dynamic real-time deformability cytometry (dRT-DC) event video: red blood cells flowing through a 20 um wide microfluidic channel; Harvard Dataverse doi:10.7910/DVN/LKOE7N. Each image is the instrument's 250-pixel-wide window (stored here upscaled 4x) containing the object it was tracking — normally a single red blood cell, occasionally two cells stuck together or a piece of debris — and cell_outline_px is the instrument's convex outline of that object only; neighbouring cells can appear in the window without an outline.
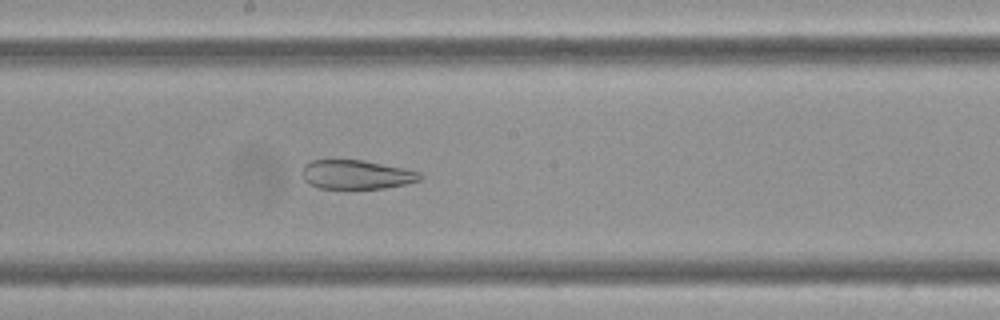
{"species": "Egyptian fruit bat (a non-hibernating species)", "species_latin": "Rousettus aegyptiacus", "temperature_condition": "cold", "stored_images_in_passage": 59, "camera_frame_rate_fps": 3000, "um_per_image_px": 0.085, "frame": {"image": 1, "passage_image": 32, "time_ms": 10.333, "image_size_px": [1000, 320], "cell_outline_px": [[424, 176], [420, 180], [404, 184], [384, 188], [320, 188], [308, 184], [304, 180], [304, 164], [312, 160], [364, 160], [404, 168], [420, 172]], "centroid_in_image_um": [30.32, 14.83], "position_along_channel_um": 217.9, "area_um2": 19.83}}
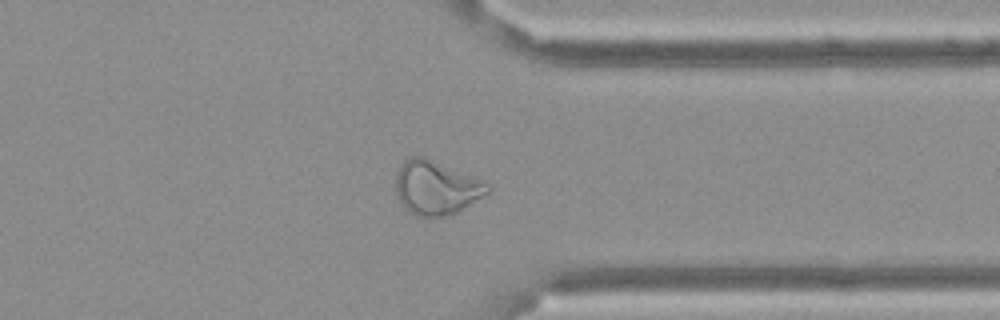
{"frame": {"image": 2, "passage_image": 46, "time_ms": 15.0, "image_size_px": [1000, 320], "cell_outline_px": [[492, 188], [488, 192], [464, 208], [456, 212], [444, 216], [416, 216], [400, 200], [396, 192], [396, 176], [400, 164], [404, 160], [412, 156], [424, 156], [488, 184]], "centroid_in_image_um": [37.04, 15.94], "position_along_channel_um": 374.4, "area_um2": 28.03}}
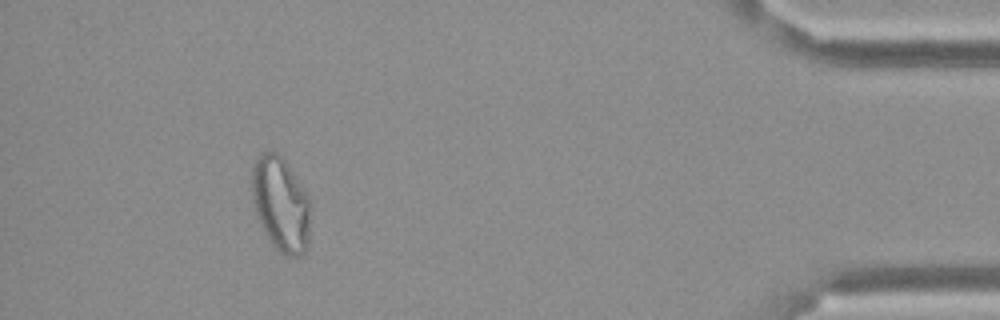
{"frame": {"image": 3, "passage_image": 54, "time_ms": 17.667, "image_size_px": [1000, 320], "cell_outline_px": [[308, 240], [304, 252], [300, 256], [288, 256], [280, 252], [272, 244], [256, 212], [252, 200], [252, 168], [260, 152], [276, 152], [284, 160], [304, 188], [308, 196]], "centroid_in_image_um": [23.85, 17.32], "position_along_channel_um": 411.4, "area_um2": 31.44}}